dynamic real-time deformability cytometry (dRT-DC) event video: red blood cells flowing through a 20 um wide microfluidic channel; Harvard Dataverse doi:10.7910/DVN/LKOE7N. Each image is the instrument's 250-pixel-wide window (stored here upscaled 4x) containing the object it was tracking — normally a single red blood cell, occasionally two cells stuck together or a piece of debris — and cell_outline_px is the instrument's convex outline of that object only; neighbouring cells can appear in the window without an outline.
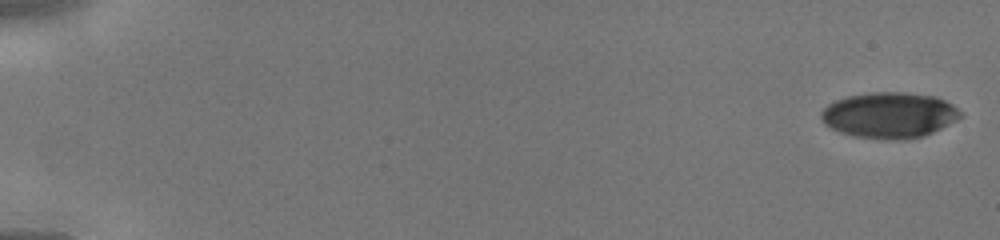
{"species": "human", "species_latin": "Homo sapiens", "temperature_condition": "cold", "stored_images_in_passage": 45, "camera_frame_rate_fps": 3000, "um_per_image_px": 0.085, "donor": {"sex": "male"}, "frame": {"image": 1, "passage_image": 1, "time_ms": 0.0, "image_size_px": [1000, 240], "cell_outline_px": [[964, 116], [924, 136], [908, 140], [888, 140], [852, 136], [840, 132], [824, 124], [820, 116], [820, 112], [828, 104], [836, 100], [848, 96], [872, 92], [904, 92], [936, 96], [952, 104]], "centroid_in_image_um": [75.58, 9.79], "position_along_channel_um": 9.4, "area_um2": 37.34}}
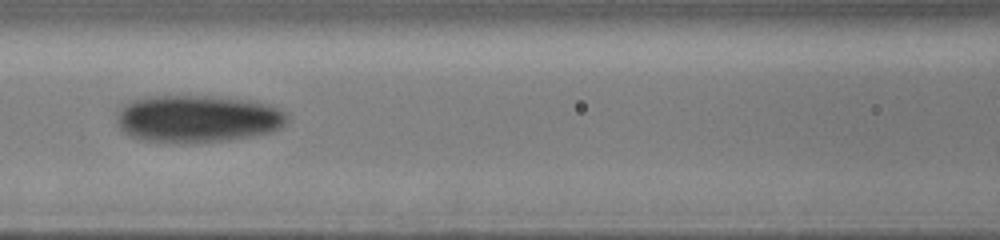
{"frame": {"image": 2, "passage_image": 22, "time_ms": 7.0, "image_size_px": [1000, 240], "cell_outline_px": [[288, 120], [284, 124], [272, 132], [252, 136], [228, 140], [140, 140], [124, 132], [120, 128], [116, 120], [116, 116], [120, 108], [124, 104], [132, 100], [148, 96], [204, 96], [248, 100], [268, 104], [284, 112]], "centroid_in_image_um": [16.77, 10.06], "position_along_channel_um": 149.8, "area_um2": 45.89}}
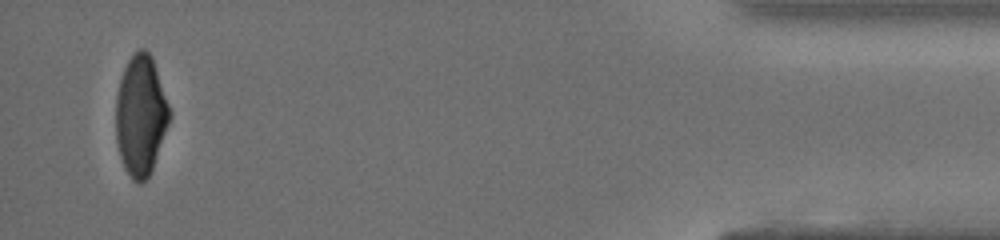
{"frame": {"image": 3, "passage_image": 44, "time_ms": 14.333, "image_size_px": [1000, 240], "cell_outline_px": [[172, 112], [168, 124], [152, 168], [148, 176], [140, 184], [132, 180], [124, 168], [120, 156], [116, 140], [116, 96], [120, 80], [124, 68], [128, 60], [140, 48], [144, 48], [152, 56]], "centroid_in_image_um": [11.96, 9.8], "position_along_channel_um": 423.2, "area_um2": 37.45}}